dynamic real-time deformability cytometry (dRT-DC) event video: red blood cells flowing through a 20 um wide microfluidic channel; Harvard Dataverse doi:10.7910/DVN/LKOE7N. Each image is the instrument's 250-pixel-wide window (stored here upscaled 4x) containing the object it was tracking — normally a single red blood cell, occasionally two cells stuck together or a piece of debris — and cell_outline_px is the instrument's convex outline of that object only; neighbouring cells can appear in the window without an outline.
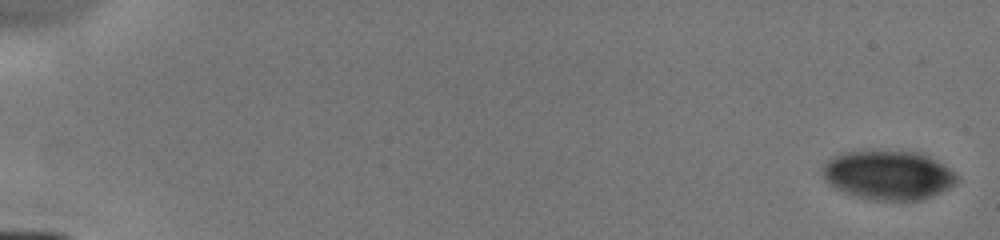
{"species": "human", "species_latin": "Homo sapiens", "temperature_condition": "cold", "stored_images_in_passage": 7, "camera_frame_rate_fps": 3000, "um_per_image_px": 0.085, "donor": {"sex": "male"}, "frame": {"image": 1, "passage_image": 1, "time_ms": 0.0, "image_size_px": [1000, 240], "cell_outline_px": [[960, 180], [948, 188], [932, 196], [920, 200], [872, 200], [856, 196], [832, 188], [824, 180], [824, 164], [828, 160], [844, 152], [920, 152], [928, 156], [948, 168]], "centroid_in_image_um": [75.49, 14.91], "position_along_channel_um": 9.5, "area_um2": 37.92}}
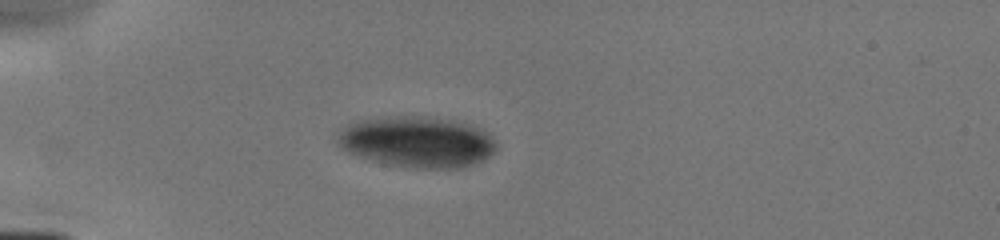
{"frame": {"image": 2, "passage_image": 5, "time_ms": 4.667, "image_size_px": [1000, 240], "cell_outline_px": [[496, 148], [488, 156], [472, 164], [460, 168], [416, 168], [392, 164], [360, 156], [336, 144], [336, 132], [348, 124], [360, 120], [400, 116], [424, 116], [456, 120], [480, 128], [488, 132], [492, 136], [496, 144]], "centroid_in_image_um": [35.47, 12.03], "position_along_channel_um": 49.5, "area_um2": 46.76}}
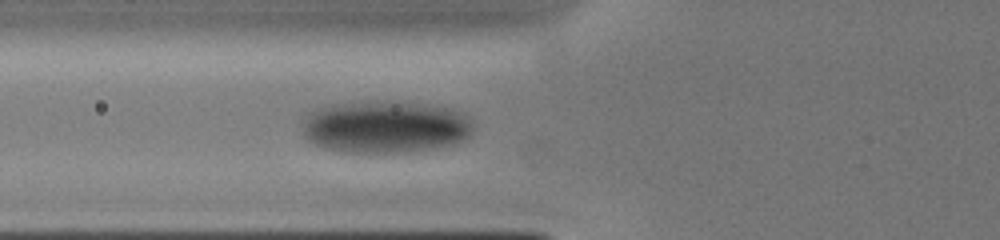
{"frame": {"image": 3, "passage_image": 7, "time_ms": 6.333, "image_size_px": [1000, 240], "cell_outline_px": [[472, 132], [468, 136], [456, 144], [404, 152], [348, 152], [328, 148], [316, 144], [308, 140], [304, 132], [304, 124], [308, 112], [332, 104], [376, 100], [448, 108], [464, 112], [472, 120]], "centroid_in_image_um": [32.77, 10.78], "position_along_channel_um": 93.0, "area_um2": 51.5}}